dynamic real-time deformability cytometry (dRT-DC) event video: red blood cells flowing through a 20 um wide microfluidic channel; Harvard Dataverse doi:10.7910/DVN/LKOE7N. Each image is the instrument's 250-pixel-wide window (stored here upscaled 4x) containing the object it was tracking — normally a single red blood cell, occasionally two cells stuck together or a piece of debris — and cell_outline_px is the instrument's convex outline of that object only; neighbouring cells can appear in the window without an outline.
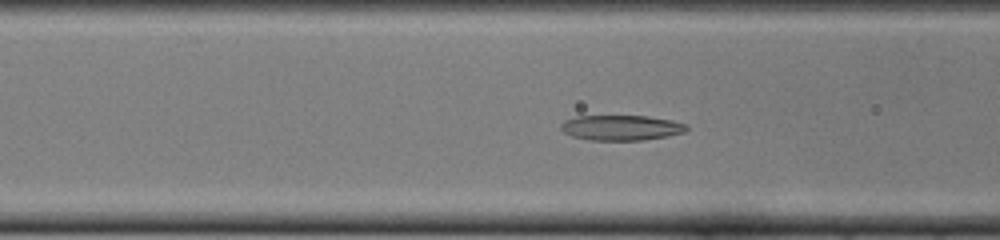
{"species": "common noctule bat (a hibernating species)", "species_latin": "Nyctalus noctula", "temperature_condition": "cold", "stored_images_in_passage": 51, "camera_frame_rate_fps": 3000, "um_per_image_px": 0.085, "animal": {"sex": "female", "body_mass_g": 22.0, "forearm_length_mm": 56.7}, "frame": {"image": 1, "passage_image": 20, "time_ms": 6.333, "image_size_px": [1000, 240], "cell_outline_px": [[688, 128], [684, 132], [668, 136], [644, 140], [588, 140], [572, 136], [564, 132], [560, 128], [560, 124], [564, 120], [576, 116], [648, 116], [672, 120], [688, 124]], "centroid_in_image_um": [52.8, 10.85], "position_along_channel_um": 113.8, "area_um2": 18.61}}
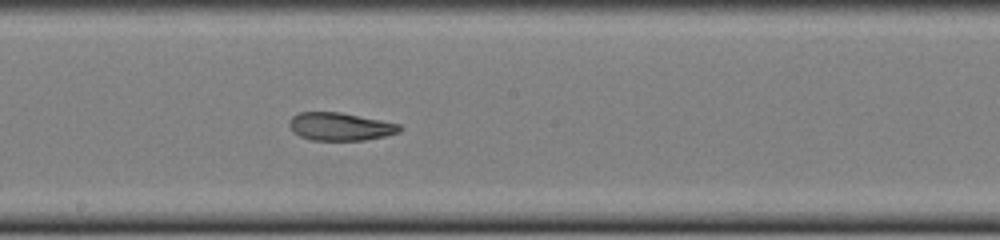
{"frame": {"image": 2, "passage_image": 28, "time_ms": 9.0, "image_size_px": [1000, 240], "cell_outline_px": [[404, 128], [400, 132], [384, 136], [364, 140], [312, 140], [300, 136], [292, 132], [288, 124], [288, 120], [292, 116], [300, 112], [340, 112], [400, 124]], "centroid_in_image_um": [28.9, 10.76], "position_along_channel_um": 219.3, "area_um2": 18.03}}
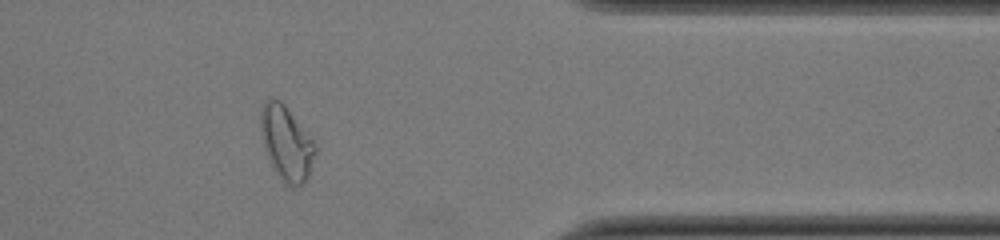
{"frame": {"image": 3, "passage_image": 42, "time_ms": 13.667, "image_size_px": [1000, 240], "cell_outline_px": [[316, 152], [308, 176], [304, 184], [296, 188], [292, 188], [280, 180], [272, 168], [264, 148], [260, 132], [260, 112], [264, 100], [268, 96], [272, 96], [280, 100], [284, 104], [316, 144]], "centroid_in_image_um": [24.31, 12.17], "position_along_channel_um": 387.1, "area_um2": 24.1}, "authors_computed_cell_mechanics": {"area_um2": 19.652, "velocity_mm_per_s": 3.9748, "shape_relaxation_time_tau1_ms": null, "shape_relaxation_time_tau2_ms": 3.1462, "deformation_change_tau1": null, "deformation_change_tau2": 0.107}}